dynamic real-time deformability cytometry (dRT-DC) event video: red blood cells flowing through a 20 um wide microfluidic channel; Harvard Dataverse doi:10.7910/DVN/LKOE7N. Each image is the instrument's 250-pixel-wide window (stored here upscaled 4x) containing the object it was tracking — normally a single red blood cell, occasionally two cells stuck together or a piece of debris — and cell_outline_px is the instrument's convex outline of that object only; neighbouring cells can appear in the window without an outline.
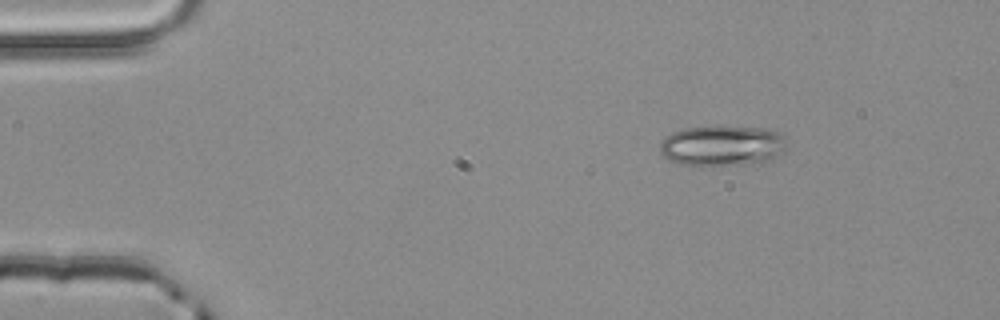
{"species": "common noctule bat (a hibernating species)", "species_latin": "Nyctalus noctula", "temperature_condition": "room temperature", "stored_images_in_passage": 3, "camera_frame_rate_fps": 3000, "um_per_image_px": 0.085, "animal": {"sex": "male", "body_mass_g": 20.4}, "frame": {"image": 1, "passage_image": 1, "time_ms": 0.0, "image_size_px": [1000, 320], "cell_outline_px": [[788, 148], [764, 160], [752, 164], [680, 164], [668, 160], [660, 152], [660, 140], [664, 136], [672, 132], [684, 128], [720, 124], [776, 128]], "centroid_in_image_um": [61.36, 12.3], "position_along_channel_um": 23.6, "area_um2": 30.4}}